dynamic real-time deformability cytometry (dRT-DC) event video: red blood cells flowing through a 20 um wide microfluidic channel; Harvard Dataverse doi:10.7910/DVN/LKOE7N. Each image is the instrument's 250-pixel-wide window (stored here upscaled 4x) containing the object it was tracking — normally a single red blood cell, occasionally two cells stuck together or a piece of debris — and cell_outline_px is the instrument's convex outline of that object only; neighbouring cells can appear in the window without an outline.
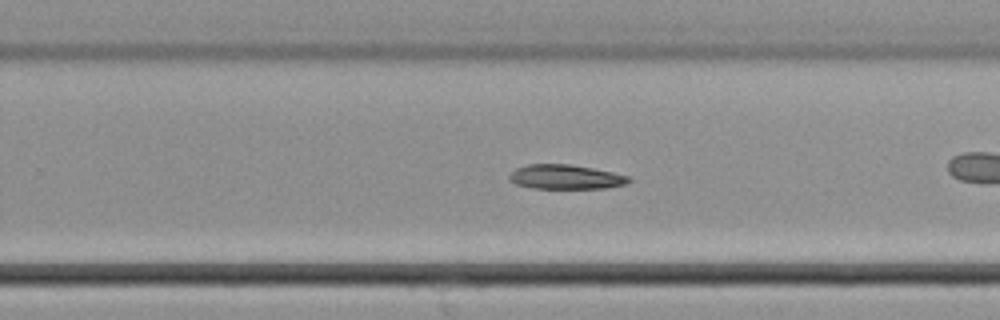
{"species": "common noctule bat (a hibernating species)", "species_latin": "Nyctalus noctula", "temperature_condition": "cold", "stored_images_in_passage": 33, "camera_frame_rate_fps": 3000, "um_per_image_px": 0.085, "animal": {"sex": "male", "body_mass_g": 21.5, "forearm_length_mm": 52.0}, "frame": {"image": 1, "passage_image": 19, "time_ms": 6.0, "image_size_px": [1000, 320], "cell_outline_px": [[632, 180], [628, 184], [604, 188], [532, 188], [516, 184], [508, 180], [508, 176], [516, 168], [528, 164], [568, 164], [592, 168], [612, 172], [628, 176]], "centroid_in_image_um": [48.07, 15.04], "position_along_channel_um": 281.7, "area_um2": 16.99}}
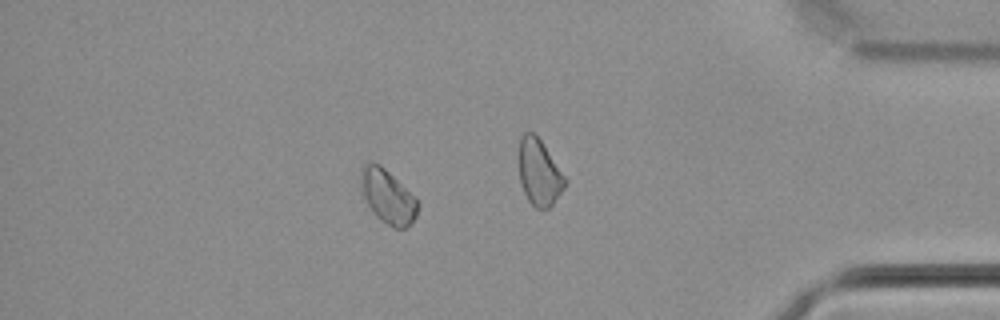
{"frame": {"image": 2, "passage_image": 28, "time_ms": 9.0, "image_size_px": [1000, 320], "cell_outline_px": [[420, 204], [416, 216], [404, 228], [392, 228], [380, 220], [376, 216], [368, 204], [364, 196], [360, 184], [360, 176], [364, 164], [380, 164], [416, 196]], "centroid_in_image_um": [32.99, 16.72], "position_along_channel_um": 402.2, "area_um2": 17.74}}